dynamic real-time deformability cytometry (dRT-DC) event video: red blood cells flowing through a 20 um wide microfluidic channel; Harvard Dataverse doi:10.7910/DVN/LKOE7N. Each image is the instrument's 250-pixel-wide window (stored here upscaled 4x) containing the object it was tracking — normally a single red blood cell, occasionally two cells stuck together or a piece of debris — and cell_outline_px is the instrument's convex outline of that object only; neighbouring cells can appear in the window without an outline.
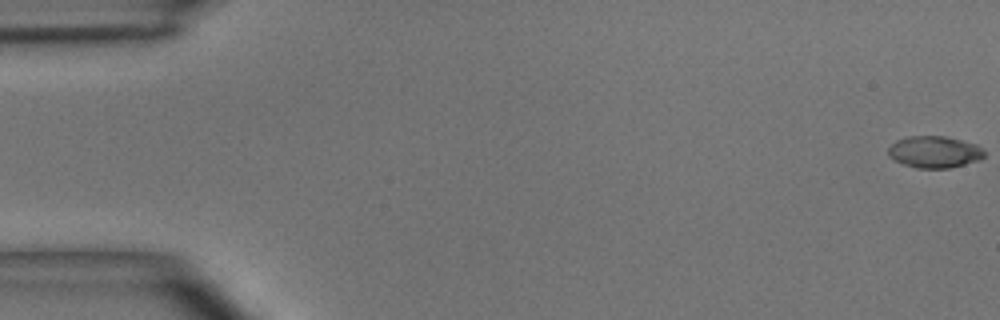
{"species": "common noctule bat (a hibernating species)", "species_latin": "Nyctalus noctula", "temperature_condition": "room temperature", "stored_images_in_passage": 50, "camera_frame_rate_fps": 3000, "um_per_image_px": 0.085, "animal": {"sex": "male", "body_mass_g": 15.6}, "frame": {"image": 1, "passage_image": 1, "time_ms": 0.0, "image_size_px": [1000, 320], "cell_outline_px": [[984, 156], [980, 160], [948, 168], [916, 168], [904, 164], [888, 156], [888, 148], [896, 140], [908, 136], [944, 136], [976, 144], [984, 152]], "centroid_in_image_um": [79.41, 12.91], "position_along_channel_um": 5.6, "area_um2": 17.63}}
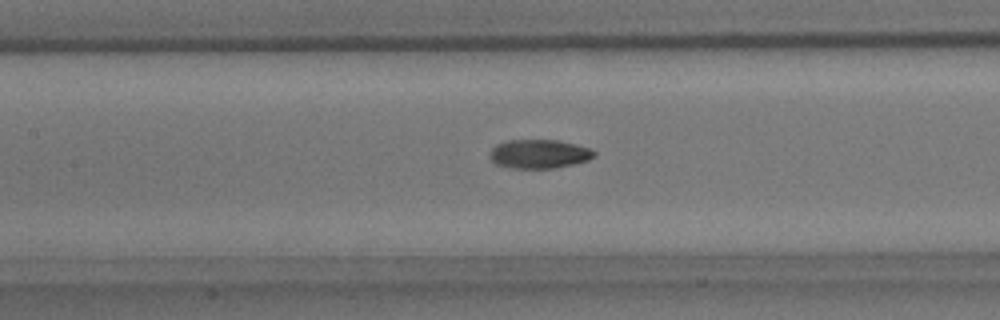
{"frame": {"image": 2, "passage_image": 23, "time_ms": 7.333, "image_size_px": [1000, 320], "cell_outline_px": [[596, 156], [588, 160], [556, 168], [508, 168], [496, 164], [488, 156], [492, 148], [496, 144], [504, 140], [556, 140], [588, 148], [596, 152]], "centroid_in_image_um": [45.77, 13.09], "position_along_channel_um": 161.6, "area_um2": 17.57}}
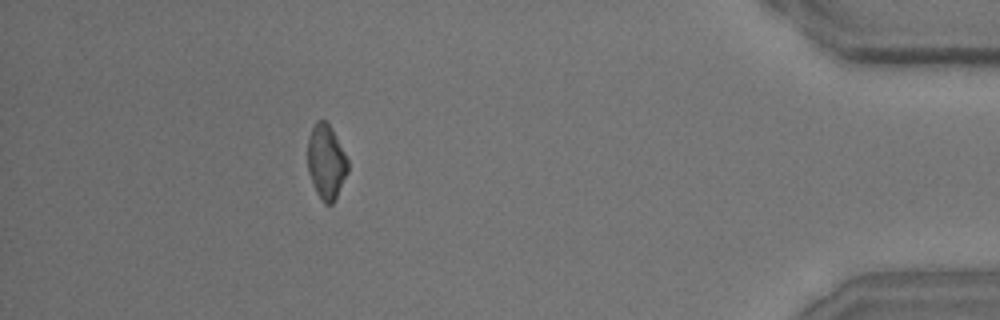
{"frame": {"image": 3, "passage_image": 45, "time_ms": 14.667, "image_size_px": [1000, 320], "cell_outline_px": [[348, 172], [332, 204], [324, 204], [316, 192], [308, 172], [308, 140], [312, 128], [316, 120], [324, 120], [332, 128], [348, 160]], "centroid_in_image_um": [27.72, 13.75], "position_along_channel_um": 407.5, "area_um2": 17.28}, "authors_computed_cell_mechanics": {"area_um2": 17.629, "velocity_mm_per_s": 4.0646, "shape_relaxation_time_tau1_ms": 2.7636, "shape_relaxation_time_tau2_ms": 3.6671, "deformation_change_tau1": 0.1238, "deformation_change_tau2": 0.0744}}